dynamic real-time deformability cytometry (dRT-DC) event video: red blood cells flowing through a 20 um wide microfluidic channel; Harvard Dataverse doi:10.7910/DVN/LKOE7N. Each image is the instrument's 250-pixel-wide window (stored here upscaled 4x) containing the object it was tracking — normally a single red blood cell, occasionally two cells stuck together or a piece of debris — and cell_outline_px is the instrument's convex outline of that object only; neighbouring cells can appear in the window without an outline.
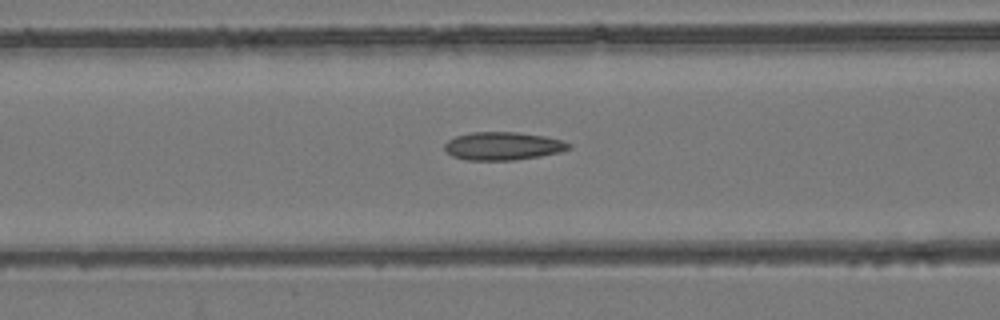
{"species": "common noctule bat (a hibernating species)", "species_latin": "Nyctalus noctula", "temperature_condition": "room temperature", "stored_images_in_passage": 53, "camera_frame_rate_fps": 3000, "um_per_image_px": 0.085, "animal": {"sex": "female", "body_mass_g": 24.6, "forearm_length_mm": 56.2}, "frame": {"image": 1, "passage_image": 22, "time_ms": 7.0, "image_size_px": [1000, 320], "cell_outline_px": [[572, 148], [560, 152], [540, 156], [516, 160], [468, 160], [452, 156], [444, 148], [444, 144], [448, 140], [456, 136], [472, 132], [516, 132], [544, 136], [564, 140], [572, 144]], "centroid_in_image_um": [42.79, 12.41], "position_along_channel_um": 123.8, "area_um2": 20.4}}
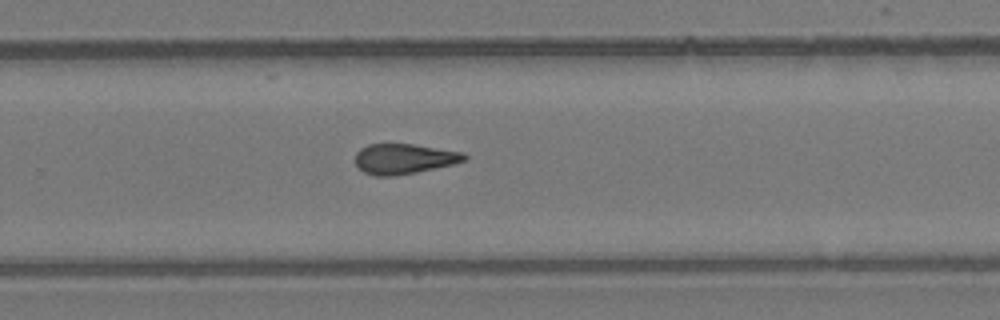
{"frame": {"image": 2, "passage_image": 35, "time_ms": 11.333, "image_size_px": [1000, 320], "cell_outline_px": [[468, 160], [452, 164], [416, 172], [396, 176], [376, 176], [364, 172], [356, 164], [356, 152], [360, 148], [368, 144], [412, 144], [464, 152], [468, 156]], "centroid_in_image_um": [34.35, 13.49], "position_along_channel_um": 295.4, "area_um2": 19.19}}
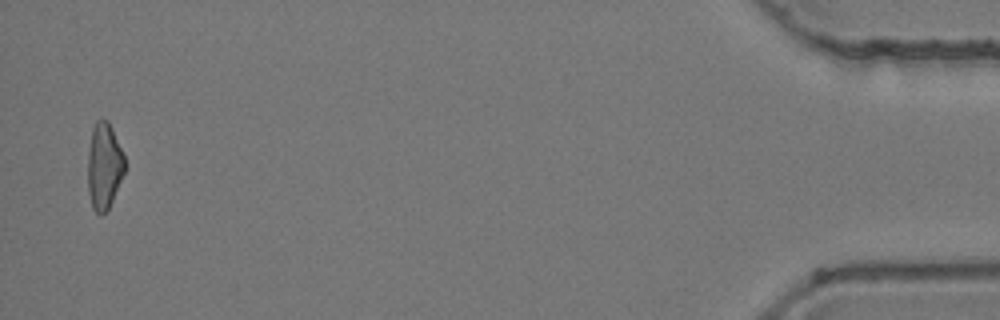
{"frame": {"image": 3, "passage_image": 52, "time_ms": 17.0, "image_size_px": [1000, 320], "cell_outline_px": [[124, 172], [112, 200], [108, 208], [100, 216], [92, 208], [88, 192], [88, 152], [92, 128], [96, 120], [108, 120], [112, 128], [124, 156]], "centroid_in_image_um": [8.83, 14.11], "position_along_channel_um": 426.4, "area_um2": 18.38}, "authors_computed_cell_mechanics": {"area_um2": 19.7676, "velocity_mm_per_s": 3.9674, "shape_relaxation_time_tau1_ms": null, "shape_relaxation_time_tau2_ms": 2.3795, "deformation_change_tau1": null, "deformation_change_tau2": 0.1069}}